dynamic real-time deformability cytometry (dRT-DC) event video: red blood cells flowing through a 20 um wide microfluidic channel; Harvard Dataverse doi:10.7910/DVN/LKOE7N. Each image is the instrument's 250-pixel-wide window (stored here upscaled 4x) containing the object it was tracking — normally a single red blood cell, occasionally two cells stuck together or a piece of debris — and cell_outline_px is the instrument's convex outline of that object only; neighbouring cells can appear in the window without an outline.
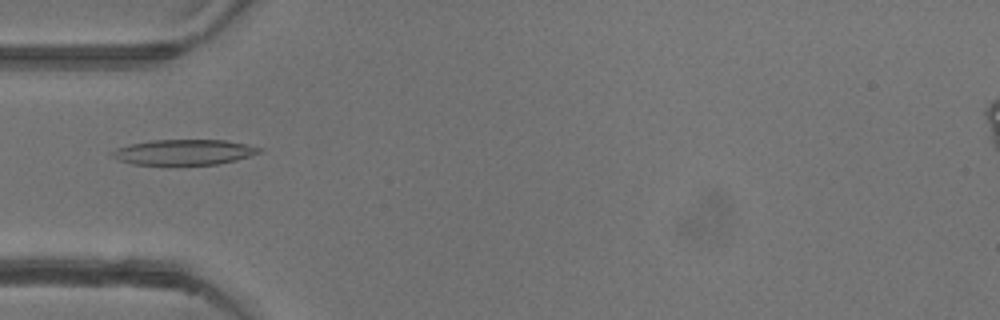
{"species": "common noctule bat (a hibernating species)", "species_latin": "Nyctalus noctula", "temperature_condition": "warm", "stored_images_in_passage": 53, "camera_frame_rate_fps": 3000, "um_per_image_px": 0.085, "animal": {"sex": "female"}, "frame": {"image": 1, "passage_image": 17, "time_ms": 5.333, "image_size_px": [1000, 320], "cell_outline_px": [[264, 148], [260, 152], [236, 160], [216, 164], [132, 164], [116, 160], [108, 152], [116, 148], [128, 144], [152, 140], [224, 140], [248, 144]], "centroid_in_image_um": [15.59, 12.92], "position_along_channel_um": 69.4, "area_um2": 21.79}}
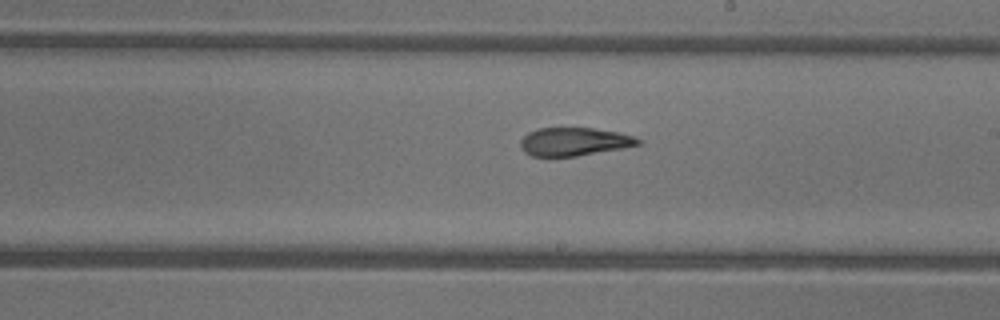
{"frame": {"image": 2, "passage_image": 30, "time_ms": 9.667, "image_size_px": [1000, 320], "cell_outline_px": [[644, 140], [640, 144], [624, 148], [576, 156], [532, 156], [524, 152], [520, 144], [520, 140], [528, 132], [536, 128], [592, 128], [620, 132], [636, 136]], "centroid_in_image_um": [48.85, 12.03], "position_along_channel_um": 240.2, "area_um2": 19.54}}
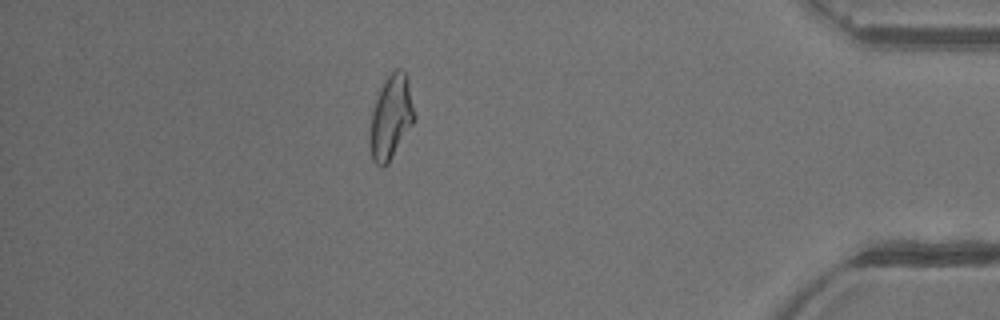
{"frame": {"image": 3, "passage_image": 46, "time_ms": 15.0, "image_size_px": [1000, 320], "cell_outline_px": [[416, 120], [388, 164], [380, 168], [372, 160], [368, 144], [368, 136], [372, 112], [380, 88], [384, 80], [396, 68], [400, 68], [404, 72], [408, 80], [416, 116]], "centroid_in_image_um": [33.22, 10.02], "position_along_channel_um": 402.0, "area_um2": 22.14}, "authors_computed_cell_mechanics": {"area_um2": 21.9062, "velocity_mm_per_s": 3.9262, "shape_relaxation_time_tau1_ms": 9.7549, "shape_relaxation_time_tau2_ms": 1.8146, "deformation_change_tau1": 0.2679, "deformation_change_tau2": 0.0986}}